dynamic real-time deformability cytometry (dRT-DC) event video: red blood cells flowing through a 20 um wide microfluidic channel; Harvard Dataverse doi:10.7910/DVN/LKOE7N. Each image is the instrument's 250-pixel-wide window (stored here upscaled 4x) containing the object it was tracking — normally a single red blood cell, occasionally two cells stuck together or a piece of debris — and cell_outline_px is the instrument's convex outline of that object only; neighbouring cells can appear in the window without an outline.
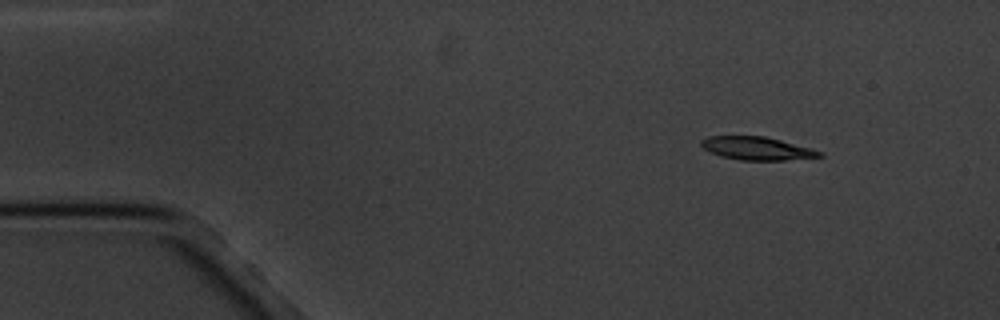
{"species": "common noctule bat (a hibernating species)", "species_latin": "Nyctalus noctula", "temperature_condition": "cold", "stored_images_in_passage": 3, "camera_frame_rate_fps": 3000, "um_per_image_px": 0.085, "animal": {"sex": "male", "body_mass_g": 20.1, "forearm_length_mm": 53.5}, "frame": {"image": 1, "passage_image": 1, "time_ms": 0.0, "image_size_px": [1000, 320], "cell_outline_px": [[824, 156], [784, 160], [740, 160], [724, 156], [712, 152], [704, 148], [700, 144], [700, 140], [708, 136], [764, 136], [812, 148], [824, 152]], "centroid_in_image_um": [64.37, 12.6], "position_along_channel_um": 20.6, "area_um2": 15.78}}
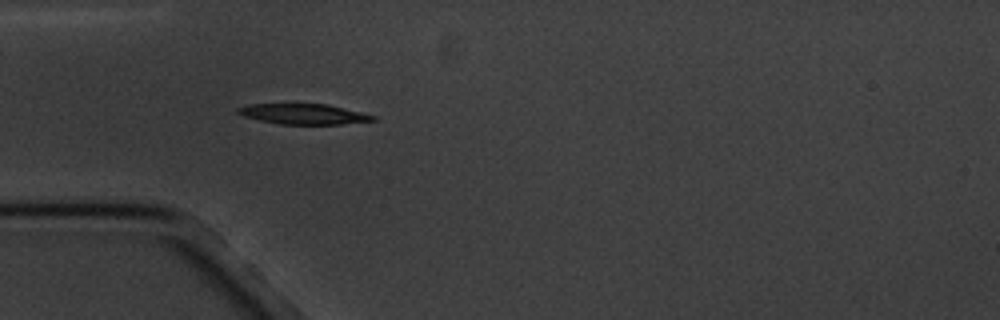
{"frame": {"image": 2, "passage_image": 3, "time_ms": 3.333, "image_size_px": [1000, 320], "cell_outline_px": [[376, 120], [340, 124], [280, 124], [260, 120], [244, 116], [236, 112], [236, 108], [248, 104], [328, 104], [376, 116]], "centroid_in_image_um": [25.78, 9.69], "position_along_channel_um": 59.2, "area_um2": 15.9}}